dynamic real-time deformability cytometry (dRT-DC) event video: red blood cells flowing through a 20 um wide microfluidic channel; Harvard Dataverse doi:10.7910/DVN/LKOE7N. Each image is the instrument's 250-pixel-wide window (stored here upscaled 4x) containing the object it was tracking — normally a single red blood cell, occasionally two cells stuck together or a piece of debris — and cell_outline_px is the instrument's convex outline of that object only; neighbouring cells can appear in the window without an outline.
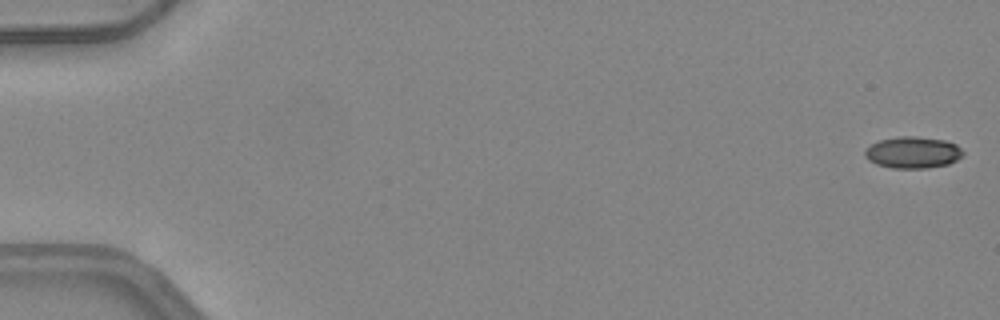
{"species": "common noctule bat (a hibernating species)", "species_latin": "Nyctalus noctula", "temperature_condition": "warm", "stored_images_in_passage": 8, "camera_frame_rate_fps": 3000, "um_per_image_px": 0.085, "animal": {"sex": "female", "body_mass_g": 24.6, "forearm_length_mm": 56.2}, "frame": {"image": 1, "passage_image": 1, "time_ms": 0.0, "image_size_px": [1000, 320], "cell_outline_px": [[964, 152], [956, 160], [948, 164], [928, 168], [892, 168], [876, 164], [868, 160], [864, 156], [864, 152], [872, 144], [880, 140], [900, 136], [912, 136], [944, 140], [956, 144]], "centroid_in_image_um": [77.58, 12.96], "position_along_channel_um": 7.4, "area_um2": 17.92}}